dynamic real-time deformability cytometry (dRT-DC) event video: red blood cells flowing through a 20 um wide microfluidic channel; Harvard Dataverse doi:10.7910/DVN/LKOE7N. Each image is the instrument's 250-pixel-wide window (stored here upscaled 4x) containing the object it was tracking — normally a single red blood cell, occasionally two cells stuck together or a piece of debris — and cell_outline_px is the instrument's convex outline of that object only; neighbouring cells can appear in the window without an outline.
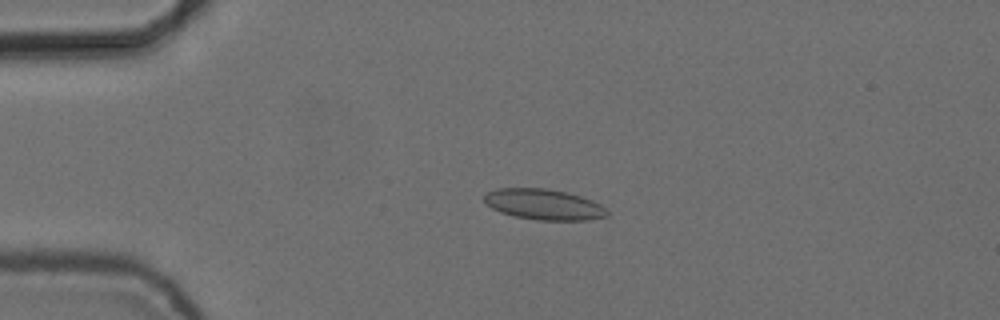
{"species": "common noctule bat (a hibernating species)", "species_latin": "Nyctalus noctula", "temperature_condition": "cold", "stored_images_in_passage": 55, "camera_frame_rate_fps": 3000, "um_per_image_px": 0.085, "animal": {"sex": "female", "body_mass_g": 24.6, "forearm_length_mm": 56.2}, "frame": {"image": 1, "passage_image": 13, "time_ms": 4.0, "image_size_px": [1000, 320], "cell_outline_px": [[608, 216], [588, 220], [536, 220], [516, 216], [500, 212], [492, 208], [484, 200], [484, 196], [488, 192], [496, 188], [544, 188], [568, 192], [592, 200], [600, 204], [608, 212]], "centroid_in_image_um": [46.23, 17.37], "position_along_channel_um": 38.8, "area_um2": 21.91}}
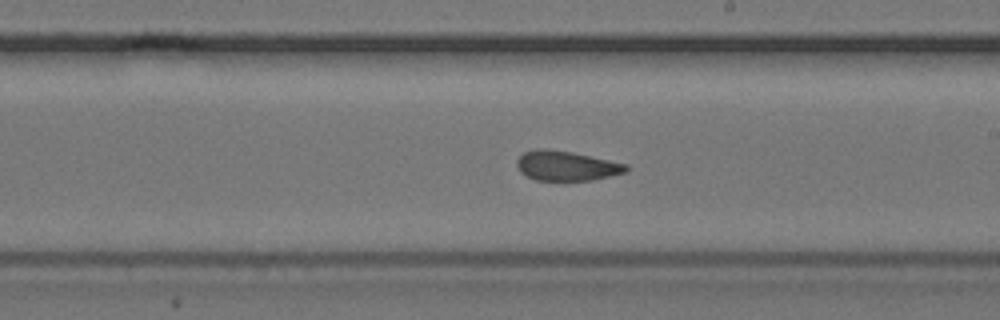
{"frame": {"image": 2, "passage_image": 32, "time_ms": 10.333, "image_size_px": [1000, 320], "cell_outline_px": [[628, 172], [592, 180], [536, 180], [520, 172], [516, 164], [516, 160], [524, 152], [536, 148], [544, 148], [572, 152], [628, 164]], "centroid_in_image_um": [48.15, 14.09], "position_along_channel_um": 240.9, "area_um2": 18.96}}
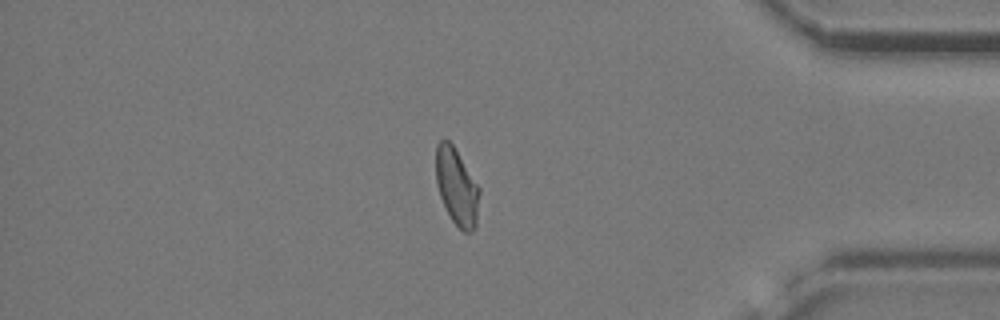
{"frame": {"image": 3, "passage_image": 47, "time_ms": 15.333, "image_size_px": [1000, 320], "cell_outline_px": [[480, 192], [476, 228], [472, 232], [464, 232], [452, 220], [440, 196], [436, 184], [436, 144], [440, 140], [448, 140], [452, 144], [480, 188]], "centroid_in_image_um": [38.83, 15.89], "position_along_channel_um": 396.4, "area_um2": 19.36}, "authors_computed_cell_mechanics": {"area_um2": 19.8832, "velocity_mm_per_s": 3.7289, "shape_relaxation_time_tau1_ms": null, "shape_relaxation_time_tau2_ms": 2.1464, "deformation_change_tau1": null, "deformation_change_tau2": 0.0709}}